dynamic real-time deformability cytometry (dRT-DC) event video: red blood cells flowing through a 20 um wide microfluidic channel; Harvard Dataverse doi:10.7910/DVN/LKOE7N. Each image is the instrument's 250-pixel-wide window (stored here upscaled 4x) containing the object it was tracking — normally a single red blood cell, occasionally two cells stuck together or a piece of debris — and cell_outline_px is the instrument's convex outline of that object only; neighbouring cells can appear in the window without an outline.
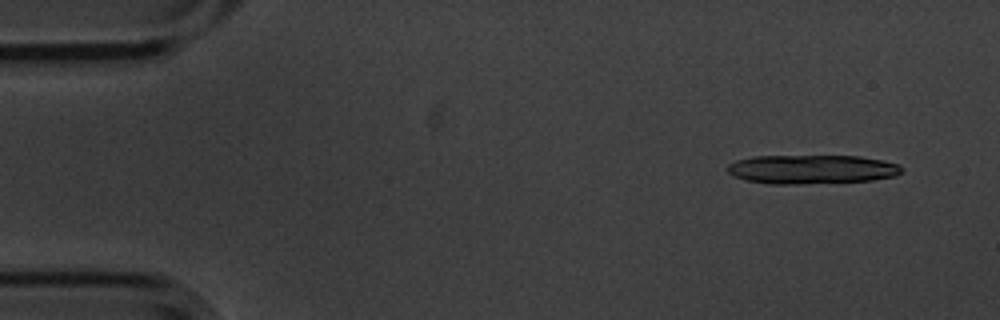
{"species": "common noctule bat (a hibernating species)", "species_latin": "Nyctalus noctula", "temperature_condition": "cold", "stored_images_in_passage": 5, "camera_frame_rate_fps": 3000, "um_per_image_px": 0.085, "animal": {"sex": "male", "body_mass_g": 20.1, "forearm_length_mm": 53.5}, "frame": {"image": 1, "passage_image": 1, "time_ms": 0.0, "image_size_px": [1000, 320], "cell_outline_px": [[904, 168], [896, 176], [872, 180], [804, 184], [772, 184], [744, 180], [732, 176], [728, 172], [728, 164], [736, 160], [752, 156], [860, 156], [884, 160], [900, 164]], "centroid_in_image_um": [69.0, 14.39], "position_along_channel_um": 16.0, "area_um2": 29.77}}
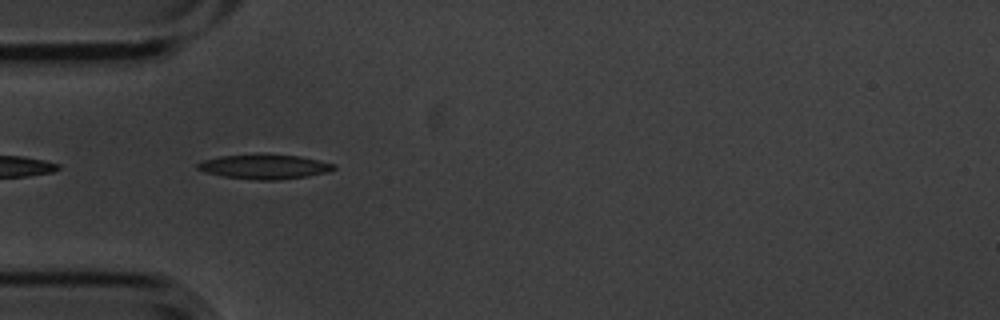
{"frame": {"image": 2, "passage_image": 4, "time_ms": 1.0, "image_size_px": [1000, 320], "cell_outline_px": [[336, 168], [328, 172], [308, 176], [280, 180], [256, 180], [224, 176], [204, 172], [196, 168], [196, 164], [204, 160], [220, 156], [260, 152], [300, 156], [320, 160], [336, 164]], "centroid_in_image_um": [22.5, 14.14], "position_along_channel_um": 62.5, "area_um2": 20.11}}
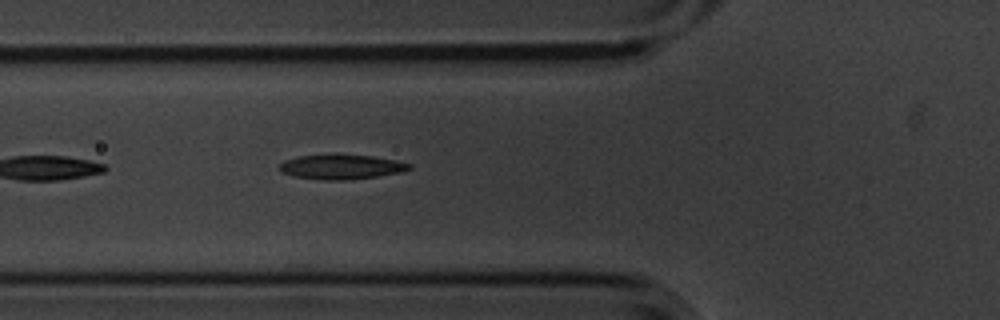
{"frame": {"image": 3, "passage_image": 5, "time_ms": 1.333, "image_size_px": [1000, 320], "cell_outline_px": [[412, 168], [400, 172], [376, 176], [348, 180], [324, 180], [296, 176], [280, 172], [280, 164], [284, 160], [296, 156], [336, 152], [372, 156], [396, 160], [412, 164]], "centroid_in_image_um": [28.99, 14.14], "position_along_channel_um": 96.8, "area_um2": 19.19}}